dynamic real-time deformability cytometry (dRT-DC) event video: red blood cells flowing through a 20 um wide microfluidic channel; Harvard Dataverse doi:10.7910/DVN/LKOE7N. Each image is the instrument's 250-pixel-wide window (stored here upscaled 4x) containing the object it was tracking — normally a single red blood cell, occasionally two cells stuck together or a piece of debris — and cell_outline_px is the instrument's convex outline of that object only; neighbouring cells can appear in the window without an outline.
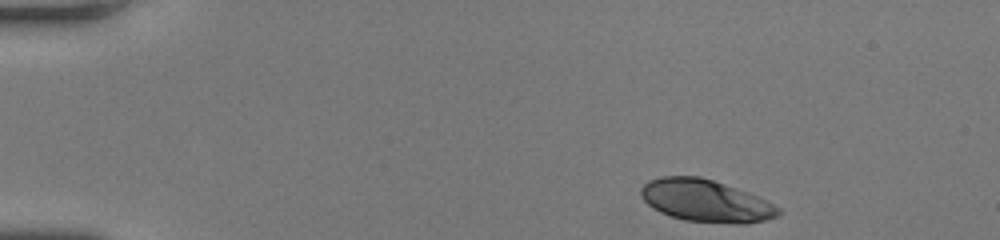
{"species": "human", "species_latin": "Homo sapiens", "temperature_condition": "room temperature", "stored_images_in_passage": 43, "camera_frame_rate_fps": 3000, "um_per_image_px": 0.085, "donor": {"sex": "female"}, "frame": {"image": 1, "passage_image": 1, "time_ms": 0.0, "image_size_px": [1000, 240], "cell_outline_px": [[780, 212], [776, 216], [764, 220], [744, 224], [736, 224], [684, 220], [660, 212], [652, 208], [640, 196], [640, 188], [648, 180], [660, 176], [700, 176], [724, 184], [756, 196], [780, 208]], "centroid_in_image_um": [59.92, 17.06], "position_along_channel_um": 25.1, "area_um2": 33.52}}
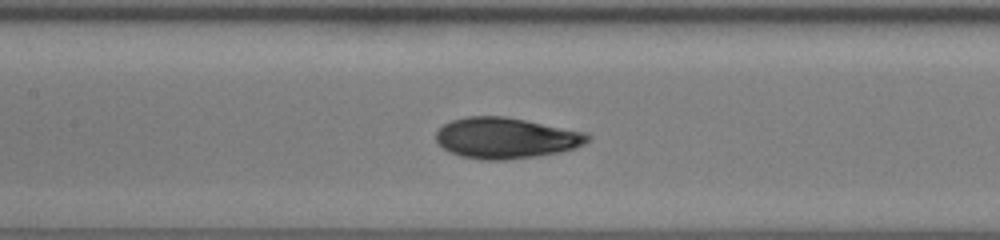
{"frame": {"image": 2, "passage_image": 18, "time_ms": 5.667, "image_size_px": [1000, 240], "cell_outline_px": [[592, 136], [584, 144], [560, 152], [536, 156], [504, 160], [484, 160], [460, 156], [444, 148], [436, 140], [436, 132], [444, 124], [452, 120], [468, 116], [504, 116], [584, 132]], "centroid_in_image_um": [42.98, 11.73], "position_along_channel_um": 164.4, "area_um2": 35.72}}
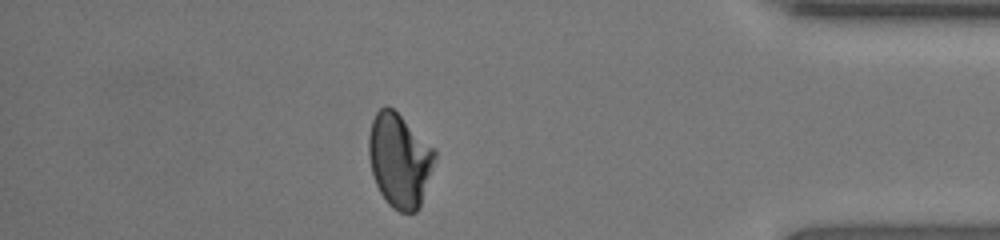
{"frame": {"image": 3, "passage_image": 37, "time_ms": 12.0, "image_size_px": [1000, 240], "cell_outline_px": [[436, 156], [420, 208], [416, 212], [400, 212], [392, 208], [384, 200], [376, 184], [372, 172], [368, 156], [368, 136], [372, 120], [376, 112], [380, 108], [392, 108], [436, 148]], "centroid_in_image_um": [33.96, 13.64], "position_along_channel_um": 401.2, "area_um2": 36.24}, "authors_computed_cell_mechanics": {"area_um2": 35.7782, "velocity_mm_per_s": 4.2477, "shape_relaxation_time_tau1_ms": 5.4914, "shape_relaxation_time_tau2_ms": 1.1375, "deformation_change_tau1": 0.1934, "deformation_change_tau2": 0.0387}}